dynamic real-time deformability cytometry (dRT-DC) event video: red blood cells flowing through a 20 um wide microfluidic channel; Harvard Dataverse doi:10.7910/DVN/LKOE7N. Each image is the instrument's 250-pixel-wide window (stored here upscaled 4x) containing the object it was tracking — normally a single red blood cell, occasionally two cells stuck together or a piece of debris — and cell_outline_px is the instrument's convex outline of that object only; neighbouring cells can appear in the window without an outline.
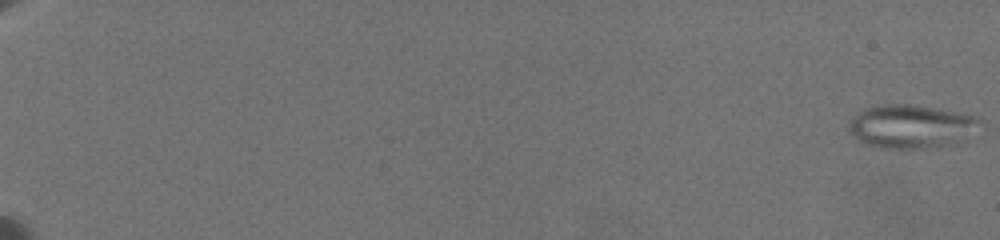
{"species": "common noctule bat (a hibernating species)", "species_latin": "Nyctalus noctula", "temperature_condition": "warm", "stored_images_in_passage": 110, "camera_frame_rate_fps": 3000, "um_per_image_px": 0.085, "animal": {"sex": "female", "body_mass_g": 19.5, "forearm_length_mm": 54.1}, "frame": {"image": 1, "passage_image": 1, "time_ms": 0.0, "image_size_px": [1000, 240], "cell_outline_px": [[984, 124], [960, 144], [924, 148], [880, 148], [864, 144], [856, 140], [848, 132], [848, 124], [852, 116], [864, 108], [880, 104], [912, 104], [960, 112], [980, 116], [984, 120]], "centroid_in_image_um": [77.5, 10.75], "position_along_channel_um": 7.5, "area_um2": 34.39}}
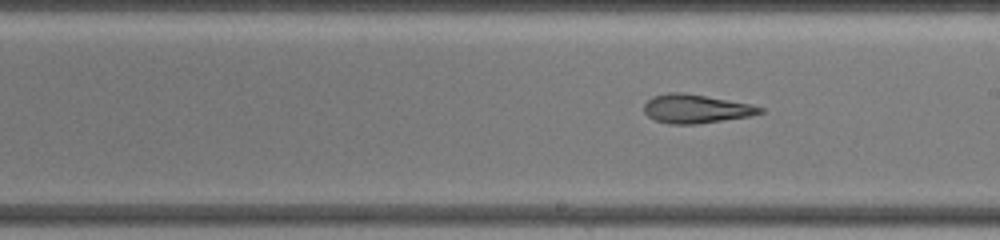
{"frame": {"image": 2, "passage_image": 66, "time_ms": 13.333, "image_size_px": [1000, 240], "cell_outline_px": [[764, 112], [748, 116], [696, 124], [668, 124], [656, 120], [648, 116], [644, 112], [644, 104], [652, 96], [668, 92], [684, 92], [752, 104], [764, 108]], "centroid_in_image_um": [59.13, 9.23], "position_along_channel_um": 229.9, "area_um2": 19.42}}
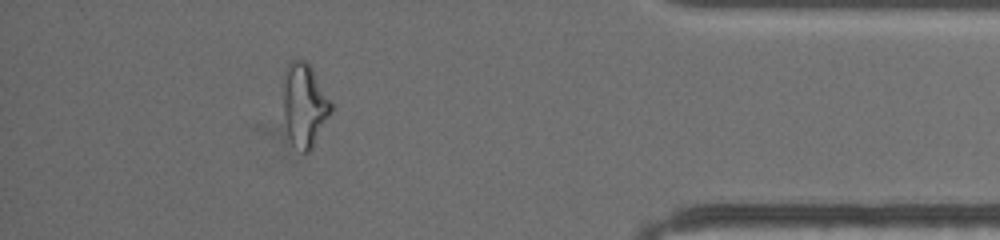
{"frame": {"image": 3, "passage_image": 104, "time_ms": 19.333, "image_size_px": [1000, 240], "cell_outline_px": [[332, 112], [312, 152], [304, 152], [292, 140], [288, 132], [284, 116], [284, 72], [288, 64], [292, 60], [304, 60], [312, 68], [332, 104]], "centroid_in_image_um": [25.91, 8.93], "position_along_channel_um": 409.3, "area_um2": 22.95}, "authors_computed_cell_mechanics": {"area_um2": 23.987, "velocity_mm_per_s": 3.509, "shape_relaxation_time_tau1_ms": null, "shape_relaxation_time_tau2_ms": 2.8037, "deformation_change_tau1": null, "deformation_change_tau2": 0.1301}}